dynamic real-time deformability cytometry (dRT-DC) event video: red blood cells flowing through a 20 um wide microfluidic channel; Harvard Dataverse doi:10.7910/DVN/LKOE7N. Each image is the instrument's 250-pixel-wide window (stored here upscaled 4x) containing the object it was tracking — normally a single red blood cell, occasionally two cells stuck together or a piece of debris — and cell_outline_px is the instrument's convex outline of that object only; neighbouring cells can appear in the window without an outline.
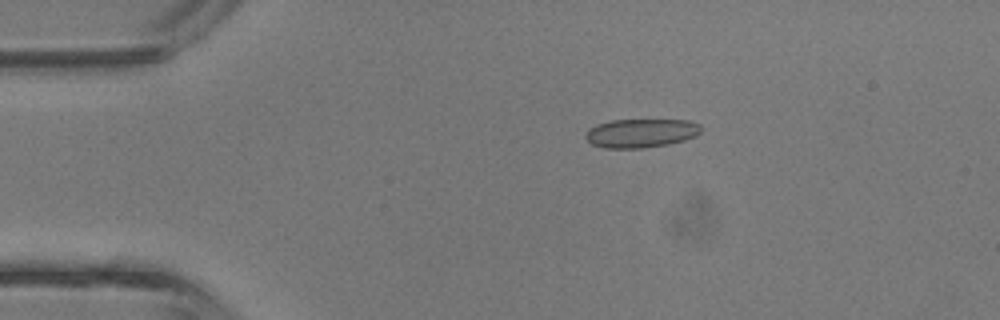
{"species": "common noctule bat (a hibernating species)", "species_latin": "Nyctalus noctula", "temperature_condition": "room temperature", "stored_images_in_passage": 2, "camera_frame_rate_fps": 3000, "um_per_image_px": 0.085, "animal": {"sex": "male", "body_mass_g": 13.3}, "frame": {"image": 1, "passage_image": 1, "time_ms": 0.0, "image_size_px": [1000, 320], "cell_outline_px": [[704, 128], [696, 136], [684, 140], [668, 144], [644, 148], [604, 148], [592, 144], [584, 136], [588, 128], [596, 124], [612, 120], [688, 120], [700, 124]], "centroid_in_image_um": [54.49, 11.31], "position_along_channel_um": 30.5, "area_um2": 19.54}}